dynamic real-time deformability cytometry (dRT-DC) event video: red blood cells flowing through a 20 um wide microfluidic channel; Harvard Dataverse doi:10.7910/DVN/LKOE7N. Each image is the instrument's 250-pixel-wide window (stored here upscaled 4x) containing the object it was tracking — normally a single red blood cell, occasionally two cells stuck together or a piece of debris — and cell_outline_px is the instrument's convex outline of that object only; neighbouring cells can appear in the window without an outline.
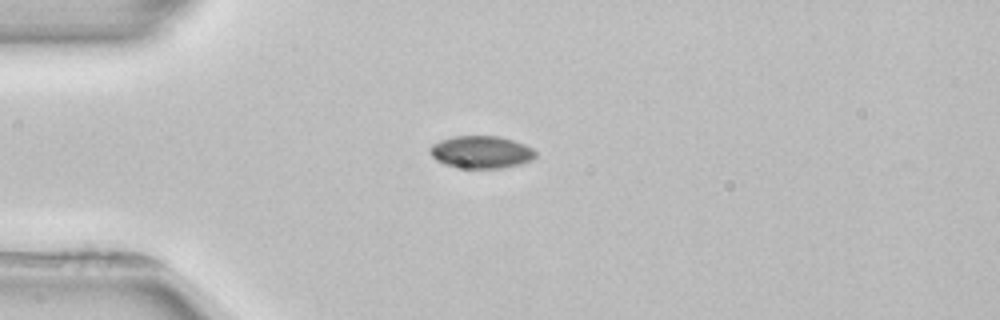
{"species": "common noctule bat (a hibernating species)", "species_latin": "Nyctalus noctula", "temperature_condition": "room temperature", "stored_images_in_passage": 2, "camera_frame_rate_fps": 3000, "um_per_image_px": 0.085, "animal": {"sex": "female", "body_mass_g": 22.7, "forearm_length_mm": 54.2}, "frame": {"image": 1, "passage_image": 1, "time_ms": 0.0, "image_size_px": [1000, 320], "cell_outline_px": [[536, 156], [532, 160], [520, 164], [500, 168], [456, 168], [444, 164], [436, 160], [428, 152], [428, 148], [432, 144], [440, 140], [452, 136], [500, 136], [524, 144], [532, 148], [536, 152]], "centroid_in_image_um": [40.86, 12.93], "position_along_channel_um": 44.1, "area_um2": 20.17}}
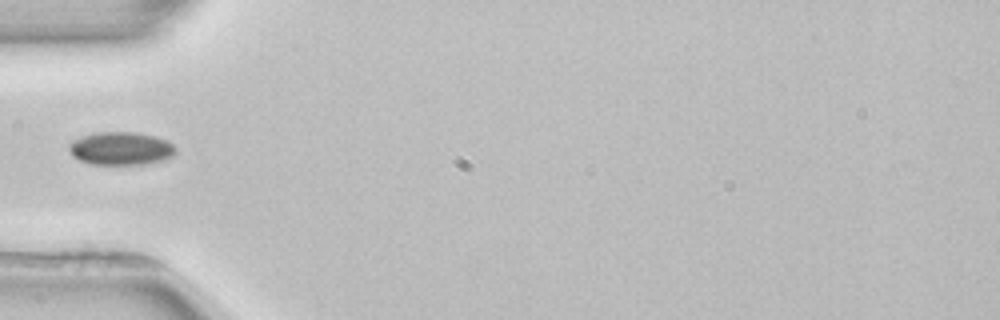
{"frame": {"image": 2, "passage_image": 2, "time_ms": 1.333, "image_size_px": [1000, 320], "cell_outline_px": [[176, 152], [172, 156], [164, 160], [144, 164], [92, 164], [80, 160], [72, 156], [68, 148], [68, 144], [72, 140], [84, 136], [100, 132], [136, 132], [156, 136], [172, 144], [176, 148]], "centroid_in_image_um": [10.27, 12.62], "position_along_channel_um": 74.7, "area_um2": 20.52}}